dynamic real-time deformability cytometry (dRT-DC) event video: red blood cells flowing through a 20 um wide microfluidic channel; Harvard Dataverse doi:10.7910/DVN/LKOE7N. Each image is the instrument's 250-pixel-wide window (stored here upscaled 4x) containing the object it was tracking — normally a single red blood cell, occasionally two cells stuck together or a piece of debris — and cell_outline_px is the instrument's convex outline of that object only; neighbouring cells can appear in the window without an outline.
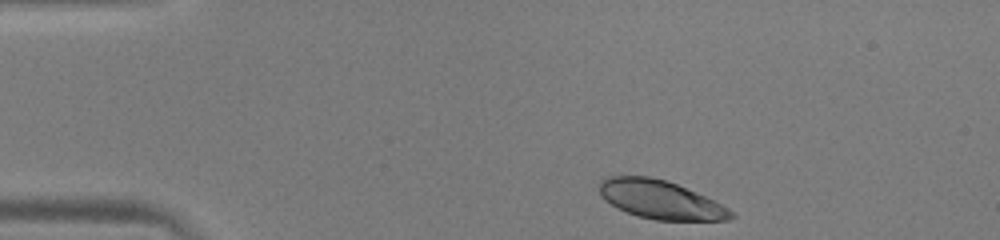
{"species": "human", "species_latin": "Homo sapiens", "temperature_condition": "warm", "stored_images_in_passage": 43, "camera_frame_rate_fps": 3000, "um_per_image_px": 0.085, "donor": {"sex": "male"}, "frame": {"image": 1, "passage_image": 1, "time_ms": 0.0, "image_size_px": [1000, 240], "cell_outline_px": [[736, 216], [728, 220], [656, 220], [636, 216], [616, 208], [600, 192], [600, 180], [604, 176], [648, 176], [668, 180], [696, 192], [728, 208]], "centroid_in_image_um": [56.13, 16.96], "position_along_channel_um": 28.9, "area_um2": 29.36}}
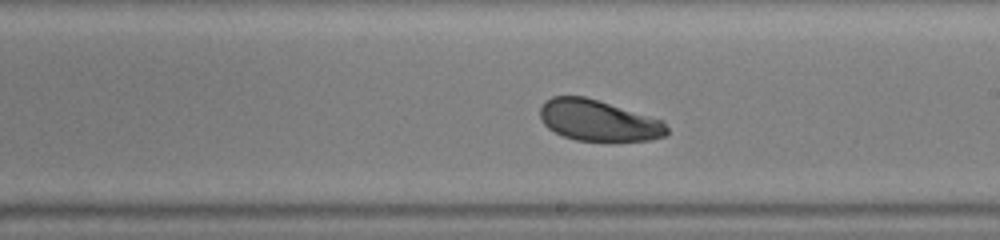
{"frame": {"image": 2, "passage_image": 22, "time_ms": 7.0, "image_size_px": [1000, 240], "cell_outline_px": [[668, 132], [664, 136], [648, 140], [576, 140], [564, 136], [548, 128], [540, 120], [540, 108], [544, 100], [552, 96], [584, 96], [664, 120], [668, 128]], "centroid_in_image_um": [50.84, 10.22], "position_along_channel_um": 238.2, "area_um2": 30.17}}
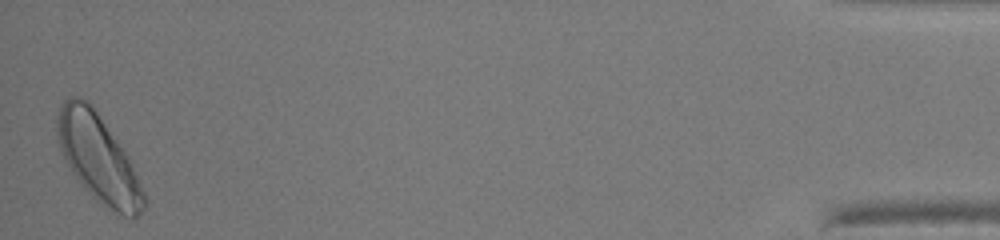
{"frame": {"image": 3, "passage_image": 43, "time_ms": 14.0, "image_size_px": [1000, 240], "cell_outline_px": [[148, 204], [132, 220], [116, 216], [96, 200], [84, 188], [68, 164], [60, 148], [56, 132], [56, 116], [64, 100], [68, 96], [80, 96], [88, 100], [92, 104], [128, 156], [132, 164], [148, 200]], "centroid_in_image_um": [8.39, 13.49], "position_along_channel_um": 426.8, "area_um2": 44.51}, "authors_computed_cell_mechanics": {"area_um2": 31.6166, "velocity_mm_per_s": 3.9867, "shape_relaxation_time_tau1_ms": 1.5306, "shape_relaxation_time_tau2_ms": null, "deformation_change_tau1": 0.0947, "deformation_change_tau2": null}}